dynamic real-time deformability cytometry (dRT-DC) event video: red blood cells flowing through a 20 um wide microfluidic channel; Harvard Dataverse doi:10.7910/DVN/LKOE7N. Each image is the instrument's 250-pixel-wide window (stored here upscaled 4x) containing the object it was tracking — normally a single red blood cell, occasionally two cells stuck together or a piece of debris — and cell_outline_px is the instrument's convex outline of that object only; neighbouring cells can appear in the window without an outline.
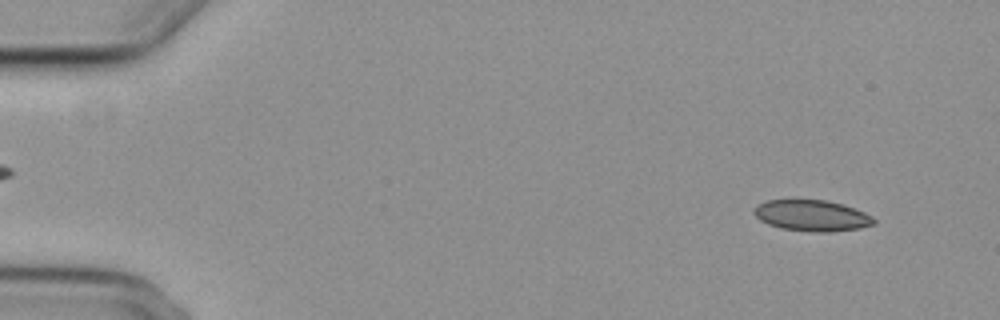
{"species": "common noctule bat (a hibernating species)", "species_latin": "Nyctalus noctula", "temperature_condition": "cold", "stored_images_in_passage": 17, "camera_frame_rate_fps": 3000, "um_per_image_px": 0.085, "animal": {"sex": "female", "body_mass_g": 29.2, "forearm_length_mm": 56.3}, "frame": {"image": 1, "passage_image": 4, "time_ms": 1.0, "image_size_px": [1000, 320], "cell_outline_px": [[876, 224], [860, 228], [828, 232], [812, 232], [780, 228], [768, 224], [760, 220], [752, 212], [752, 208], [756, 204], [768, 200], [828, 200], [864, 212], [872, 216], [876, 220]], "centroid_in_image_um": [68.98, 18.33], "position_along_channel_um": 16.0, "area_um2": 21.79}}